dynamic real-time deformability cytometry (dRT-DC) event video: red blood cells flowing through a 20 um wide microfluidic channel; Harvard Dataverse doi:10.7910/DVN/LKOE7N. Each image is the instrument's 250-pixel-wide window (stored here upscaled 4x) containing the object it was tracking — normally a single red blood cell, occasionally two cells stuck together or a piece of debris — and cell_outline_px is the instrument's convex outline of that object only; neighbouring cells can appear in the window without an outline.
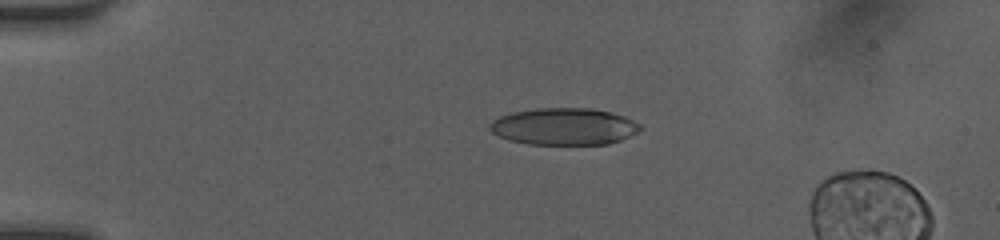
{"species": "human", "species_latin": "Homo sapiens", "temperature_condition": "room temperature", "stored_images_in_passage": 20, "camera_frame_rate_fps": 3000, "um_per_image_px": 0.085, "donor": {"sex": "female"}, "frame": {"image": 1, "passage_image": 6, "time_ms": 3.333, "image_size_px": [1000, 240], "cell_outline_px": [[644, 128], [620, 140], [608, 144], [528, 144], [508, 140], [492, 132], [488, 128], [488, 124], [492, 120], [500, 116], [512, 112], [536, 108], [592, 108], [612, 112], [624, 116], [640, 124]], "centroid_in_image_um": [47.92, 10.74], "position_along_channel_um": 37.1, "area_um2": 32.48}}
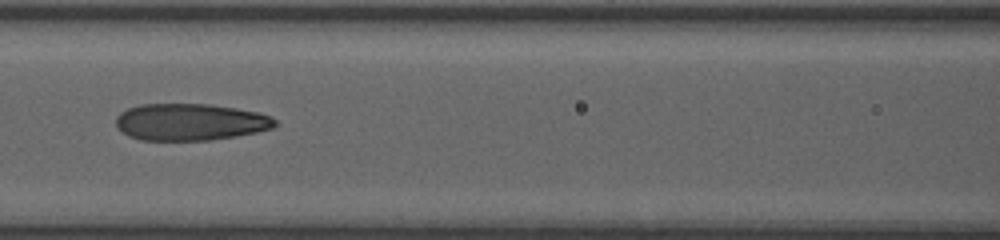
{"frame": {"image": 2, "passage_image": 15, "time_ms": 7.333, "image_size_px": [1000, 240], "cell_outline_px": [[276, 124], [272, 128], [256, 132], [236, 136], [208, 140], [140, 140], [128, 136], [116, 128], [116, 116], [120, 112], [128, 108], [140, 104], [212, 104], [236, 108], [256, 112], [272, 116], [276, 120]], "centroid_in_image_um": [16.14, 10.37], "position_along_channel_um": 150.5, "area_um2": 34.33}}
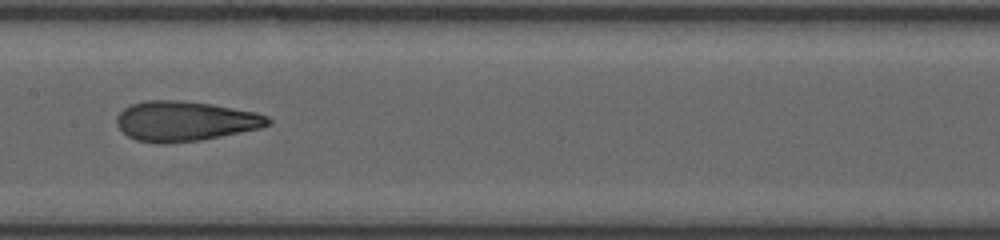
{"frame": {"image": 3, "passage_image": 19, "time_ms": 8.333, "image_size_px": [1000, 240], "cell_outline_px": [[272, 124], [260, 128], [200, 140], [168, 144], [156, 144], [136, 140], [128, 136], [116, 124], [116, 116], [124, 108], [132, 104], [144, 100], [180, 100], [212, 104], [256, 112], [268, 116], [272, 120]], "centroid_in_image_um": [15.72, 10.3], "position_along_channel_um": 191.7, "area_um2": 35.43}}